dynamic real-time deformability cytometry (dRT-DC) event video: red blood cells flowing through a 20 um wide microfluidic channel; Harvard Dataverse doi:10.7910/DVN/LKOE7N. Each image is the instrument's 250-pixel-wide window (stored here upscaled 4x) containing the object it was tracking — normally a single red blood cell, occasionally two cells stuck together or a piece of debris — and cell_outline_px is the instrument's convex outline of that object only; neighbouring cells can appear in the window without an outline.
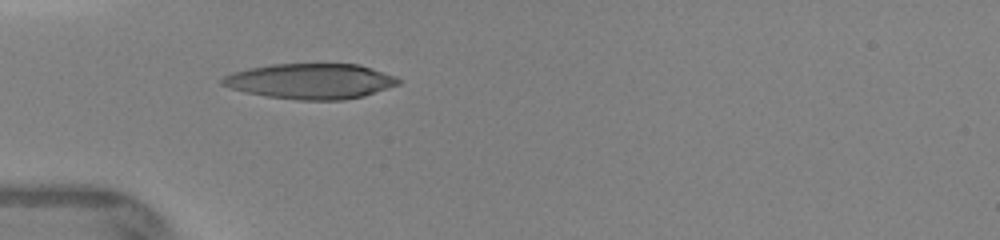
{"species": "human", "species_latin": "Homo sapiens", "temperature_condition": "warm", "stored_images_in_passage": 11, "camera_frame_rate_fps": 3000, "um_per_image_px": 0.085, "donor": {"sex": "female"}, "frame": {"image": 1, "passage_image": 1, "time_ms": 0.0, "image_size_px": [1000, 240], "cell_outline_px": [[400, 84], [364, 96], [344, 100], [300, 100], [268, 96], [244, 92], [220, 84], [220, 80], [224, 76], [232, 72], [272, 64], [360, 64], [396, 76], [400, 80]], "centroid_in_image_um": [26.43, 6.9], "position_along_channel_um": 58.6, "area_um2": 36.24}}
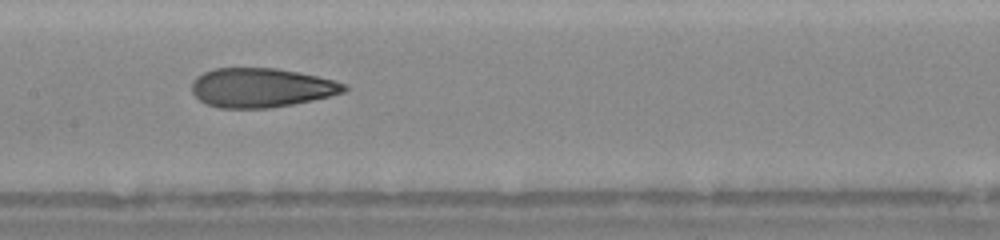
{"frame": {"image": 2, "passage_image": 7, "time_ms": 3.0, "image_size_px": [1000, 240], "cell_outline_px": [[348, 88], [344, 92], [312, 100], [292, 104], [268, 108], [220, 108], [208, 104], [200, 100], [192, 92], [192, 80], [196, 76], [204, 72], [216, 68], [276, 68], [316, 76], [348, 84]], "centroid_in_image_um": [22.18, 7.45], "position_along_channel_um": 185.2, "area_um2": 34.62}}